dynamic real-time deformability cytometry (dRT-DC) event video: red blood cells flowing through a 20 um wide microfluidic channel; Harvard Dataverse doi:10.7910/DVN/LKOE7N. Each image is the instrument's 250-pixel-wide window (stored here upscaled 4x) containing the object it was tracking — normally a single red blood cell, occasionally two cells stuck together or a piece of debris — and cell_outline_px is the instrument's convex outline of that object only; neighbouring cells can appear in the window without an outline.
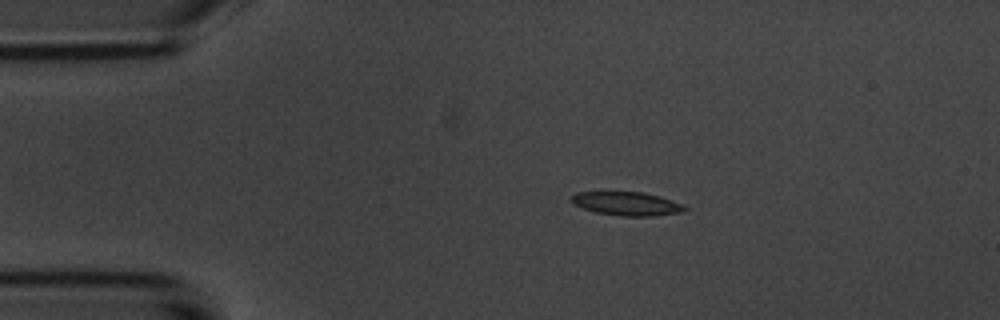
{"species": "common noctule bat (a hibernating species)", "species_latin": "Nyctalus noctula", "temperature_condition": "room temperature", "stored_images_in_passage": 5, "camera_frame_rate_fps": 3000, "um_per_image_px": 0.085, "animal": {"sex": "male", "body_mass_g": 20.1, "forearm_length_mm": 53.5}, "frame": {"image": 1, "passage_image": 3, "time_ms": 2.333, "image_size_px": [1000, 320], "cell_outline_px": [[688, 208], [680, 212], [652, 216], [620, 216], [596, 212], [572, 204], [572, 196], [576, 192], [644, 192], [680, 204]], "centroid_in_image_um": [53.22, 17.31], "position_along_channel_um": 31.8, "area_um2": 15.2}}
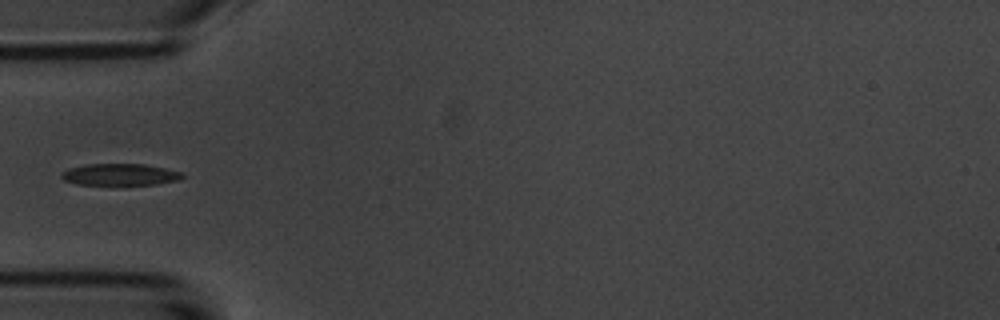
{"frame": {"image": 2, "passage_image": 5, "time_ms": 4.667, "image_size_px": [1000, 320], "cell_outline_px": [[184, 176], [176, 180], [156, 184], [76, 184], [64, 180], [60, 176], [60, 172], [68, 168], [84, 164], [144, 164], [164, 168], [180, 172]], "centroid_in_image_um": [10.11, 14.82], "position_along_channel_um": 74.9, "area_um2": 15.09}}